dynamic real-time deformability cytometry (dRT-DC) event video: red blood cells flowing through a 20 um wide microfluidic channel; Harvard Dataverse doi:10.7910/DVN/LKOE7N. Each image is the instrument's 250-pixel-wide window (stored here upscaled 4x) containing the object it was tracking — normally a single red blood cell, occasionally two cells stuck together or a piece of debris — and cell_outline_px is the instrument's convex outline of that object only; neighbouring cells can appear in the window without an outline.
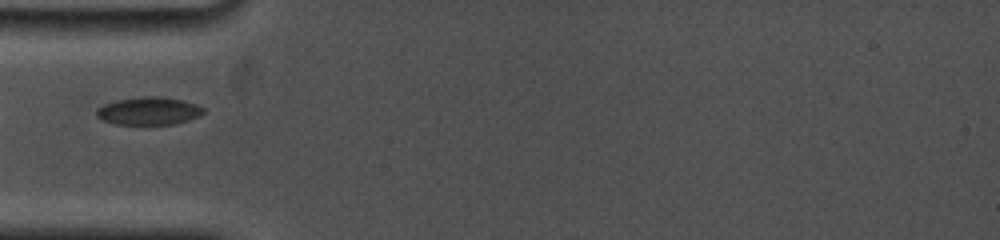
{"species": "common noctule bat (a hibernating species)", "species_latin": "Nyctalus noctula", "temperature_condition": "cold", "stored_images_in_passage": 24, "camera_frame_rate_fps": 5000, "um_per_image_px": 0.085, "animal": {"sex": "female", "body_mass_g": 19.0, "forearm_length_mm": 53.3}, "frame": {"image": 1, "passage_image": 1, "time_ms": 0.0, "image_size_px": [1000, 240], "cell_outline_px": [[204, 112], [200, 116], [188, 120], [172, 124], [116, 124], [104, 120], [96, 116], [96, 108], [104, 104], [116, 100], [144, 96], [156, 96], [184, 100], [196, 104], [204, 108]], "centroid_in_image_um": [12.65, 9.42], "position_along_channel_um": 72.4, "area_um2": 17.28}}
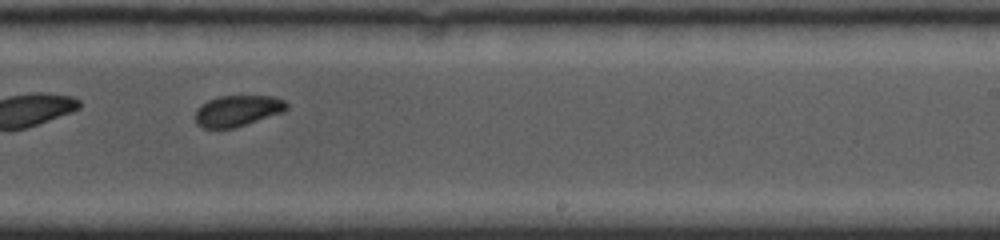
{"frame": {"image": 2, "passage_image": 14, "time_ms": 5.2, "image_size_px": [1000, 240], "cell_outline_px": [[288, 108], [284, 112], [236, 128], [204, 128], [196, 124], [196, 108], [200, 104], [208, 100], [220, 96], [272, 96], [284, 100], [288, 104]], "centroid_in_image_um": [20.2, 9.42], "position_along_channel_um": 268.8, "area_um2": 16.7}}
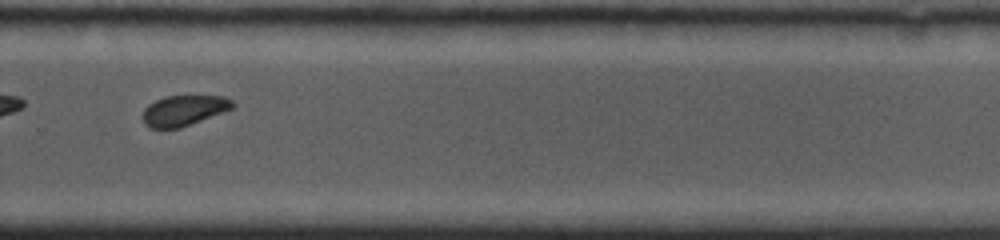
{"frame": {"image": 3, "passage_image": 17, "time_ms": 6.4, "image_size_px": [1000, 240], "cell_outline_px": [[236, 108], [180, 128], [148, 128], [144, 124], [144, 108], [148, 104], [156, 100], [168, 96], [224, 96], [232, 100], [236, 104]], "centroid_in_image_um": [15.68, 9.39], "position_along_channel_um": 314.1, "area_um2": 16.07}}